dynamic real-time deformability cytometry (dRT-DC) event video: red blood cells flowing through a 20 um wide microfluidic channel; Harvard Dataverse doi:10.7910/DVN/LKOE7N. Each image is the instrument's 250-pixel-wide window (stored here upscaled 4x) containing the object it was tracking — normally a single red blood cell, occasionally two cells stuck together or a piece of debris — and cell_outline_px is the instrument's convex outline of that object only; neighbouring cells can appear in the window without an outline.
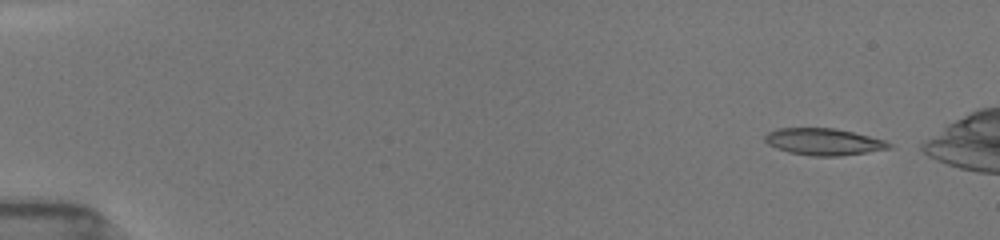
{"species": "common noctule bat (a hibernating species)", "species_latin": "Nyctalus noctula", "temperature_condition": "room temperature", "stored_images_in_passage": 9, "camera_frame_rate_fps": 3000, "um_per_image_px": 0.085, "animal": {"sex": "female", "body_mass_g": 19.5, "forearm_length_mm": 54.1}, "frame": {"image": 1, "passage_image": 1, "time_ms": 0.0, "image_size_px": [1000, 240], "cell_outline_px": [[896, 148], [840, 156], [812, 156], [788, 152], [776, 148], [768, 144], [764, 140], [764, 136], [768, 132], [776, 128], [832, 128], [852, 132], [884, 140], [892, 144]], "centroid_in_image_um": [70.02, 12.06], "position_along_channel_um": 15.0, "area_um2": 19.48}}
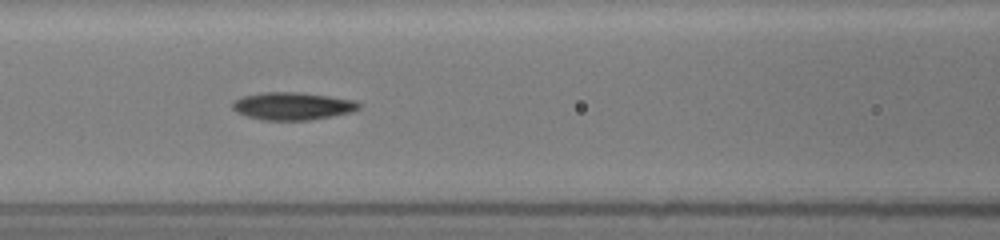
{"frame": {"image": 2, "passage_image": 8, "time_ms": 6.667, "image_size_px": [1000, 240], "cell_outline_px": [[360, 108], [352, 112], [332, 116], [308, 120], [264, 120], [248, 116], [236, 112], [232, 108], [232, 100], [240, 96], [260, 92], [300, 92], [356, 100], [360, 104]], "centroid_in_image_um": [24.83, 9.0], "position_along_channel_um": 141.8, "area_um2": 20.52}}
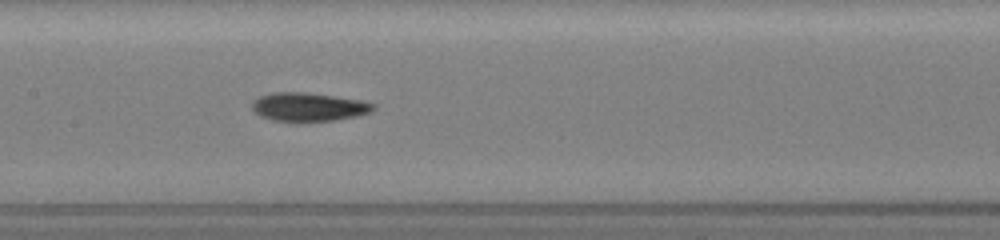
{"frame": {"image": 3, "passage_image": 9, "time_ms": 7.667, "image_size_px": [1000, 240], "cell_outline_px": [[376, 108], [372, 112], [356, 116], [332, 120], [296, 124], [272, 120], [260, 116], [252, 108], [252, 100], [260, 96], [276, 92], [304, 92], [364, 100], [376, 104]], "centroid_in_image_um": [26.24, 9.12], "position_along_channel_um": 181.2, "area_um2": 20.81}}